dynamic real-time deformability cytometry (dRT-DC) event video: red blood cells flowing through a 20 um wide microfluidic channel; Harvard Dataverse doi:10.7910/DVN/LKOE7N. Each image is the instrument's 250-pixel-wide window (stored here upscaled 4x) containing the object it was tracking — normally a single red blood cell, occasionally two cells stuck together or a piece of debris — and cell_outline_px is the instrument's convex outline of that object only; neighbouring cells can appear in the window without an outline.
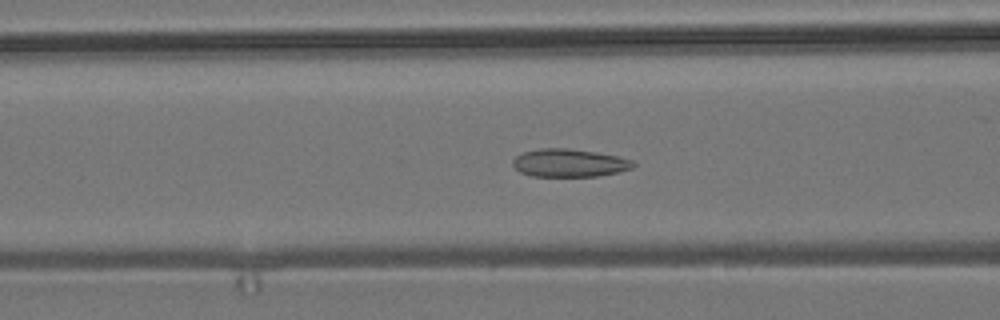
{"species": "common noctule bat (a hibernating species)", "species_latin": "Nyctalus noctula", "temperature_condition": "room temperature", "stored_images_in_passage": 55, "camera_frame_rate_fps": 3000, "um_per_image_px": 0.085, "animal": {"sex": "male", "body_mass_g": 19.2, "forearm_length_mm": 51.8}, "frame": {"image": 1, "passage_image": 21, "time_ms": 6.667, "image_size_px": [1000, 320], "cell_outline_px": [[636, 164], [632, 168], [600, 176], [532, 176], [520, 172], [512, 164], [512, 160], [516, 156], [524, 152], [540, 148], [568, 148], [596, 152], [620, 156], [632, 160]], "centroid_in_image_um": [48.4, 13.84], "position_along_channel_um": 118.2, "area_um2": 19.65}}
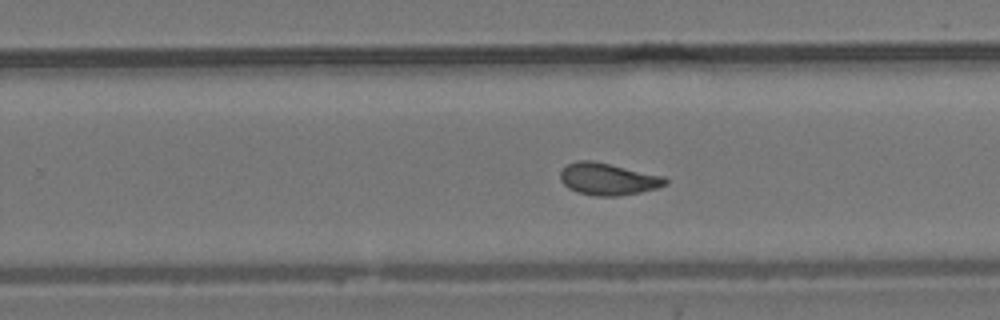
{"frame": {"image": 2, "passage_image": 34, "time_ms": 11.0, "image_size_px": [1000, 320], "cell_outline_px": [[668, 184], [656, 188], [640, 192], [616, 196], [596, 196], [576, 192], [568, 188], [560, 180], [560, 172], [568, 164], [576, 160], [592, 160], [664, 176], [668, 180]], "centroid_in_image_um": [51.67, 15.22], "position_along_channel_um": 278.1, "area_um2": 19.59}}
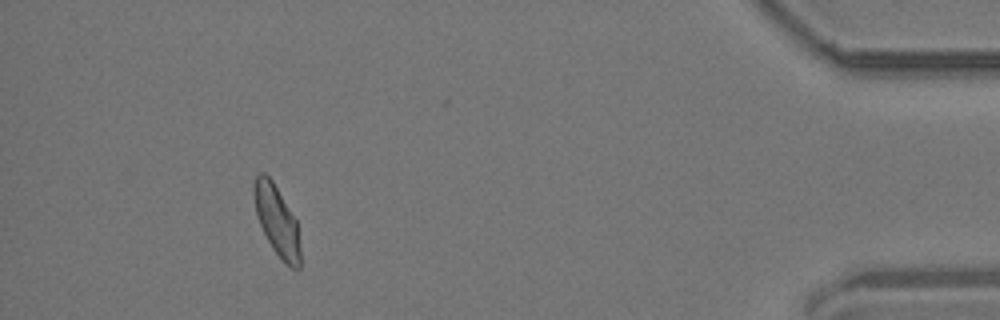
{"frame": {"image": 3, "passage_image": 50, "time_ms": 16.333, "image_size_px": [1000, 320], "cell_outline_px": [[300, 268], [292, 268], [272, 248], [256, 216], [252, 192], [252, 184], [256, 176], [260, 172], [264, 172], [272, 180], [296, 220], [300, 248]], "centroid_in_image_um": [23.49, 18.69], "position_along_channel_um": 411.7, "area_um2": 18.67}, "authors_computed_cell_mechanics": {"area_um2": 19.5942, "velocity_mm_per_s": 3.7003, "shape_relaxation_time_tau1_ms": null, "shape_relaxation_time_tau2_ms": 1.3426, "deformation_change_tau1": null, "deformation_change_tau2": 0.0698}}